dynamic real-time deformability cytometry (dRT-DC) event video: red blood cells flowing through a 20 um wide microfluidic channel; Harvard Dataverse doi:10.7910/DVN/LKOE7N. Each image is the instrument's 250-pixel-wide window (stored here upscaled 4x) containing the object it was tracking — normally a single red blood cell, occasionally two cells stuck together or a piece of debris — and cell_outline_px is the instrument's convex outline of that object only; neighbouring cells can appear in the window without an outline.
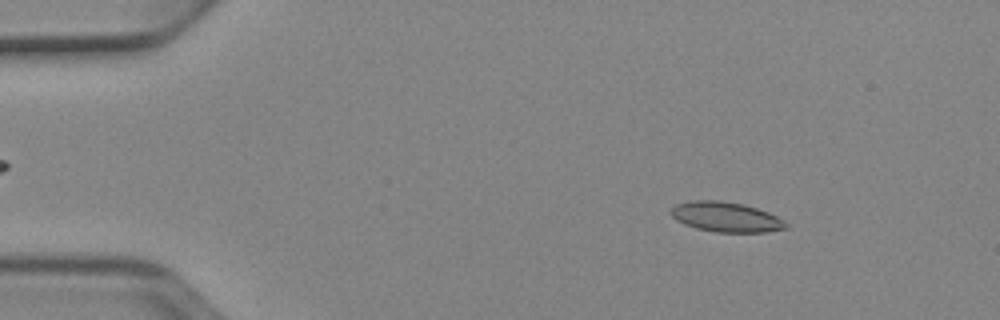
{"species": "Egyptian fruit bat (a non-hibernating species)", "species_latin": "Rousettus aegyptiacus", "temperature_condition": "cold", "stored_images_in_passage": 51, "camera_frame_rate_fps": 3000, "um_per_image_px": 0.085, "animal": {"sex": "female"}, "frame": {"image": 1, "passage_image": 7, "time_ms": 2.0, "image_size_px": [1000, 320], "cell_outline_px": [[788, 228], [768, 232], [716, 232], [696, 228], [684, 224], [676, 220], [668, 212], [676, 204], [688, 200], [720, 200], [744, 204], [768, 212], [784, 220], [788, 224]], "centroid_in_image_um": [61.69, 18.44], "position_along_channel_um": 23.3, "area_um2": 20.29}}
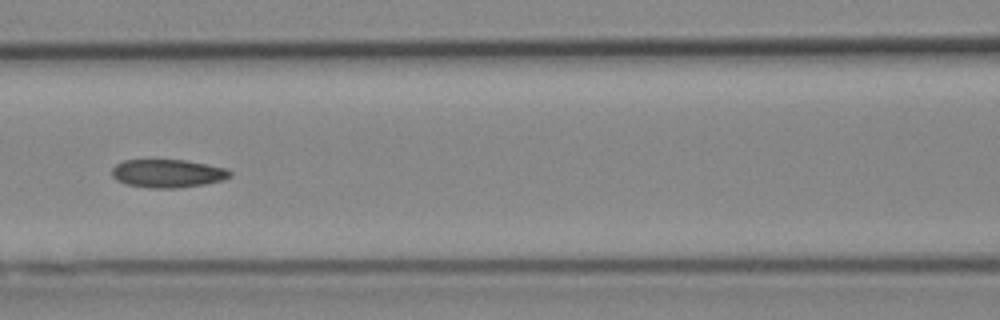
{"frame": {"image": 2, "passage_image": 23, "time_ms": 7.333, "image_size_px": [1000, 320], "cell_outline_px": [[232, 176], [224, 180], [204, 184], [176, 188], [152, 188], [124, 184], [116, 180], [112, 176], [112, 168], [116, 164], [124, 160], [184, 160], [208, 164], [228, 168], [232, 172]], "centroid_in_image_um": [14.27, 14.74], "position_along_channel_um": 152.3, "area_um2": 19.59}}
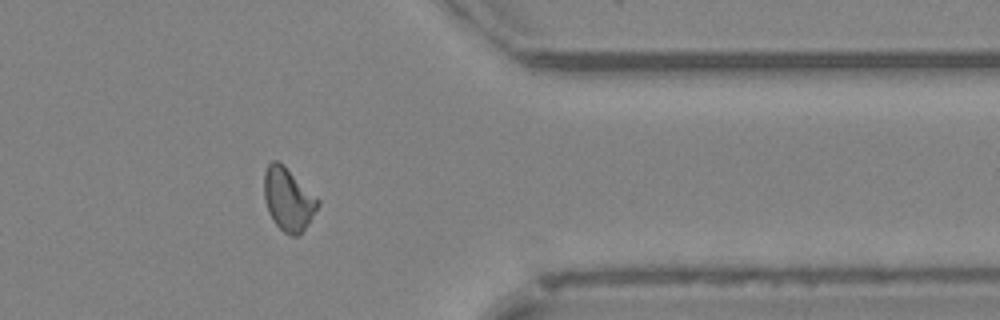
{"frame": {"image": 3, "passage_image": 42, "time_ms": 13.667, "image_size_px": [1000, 320], "cell_outline_px": [[320, 204], [308, 224], [296, 236], [292, 236], [284, 232], [272, 220], [268, 212], [264, 200], [264, 172], [268, 164], [272, 160], [276, 160], [284, 164], [320, 200]], "centroid_in_image_um": [24.49, 16.91], "position_along_channel_um": 386.9, "area_um2": 19.77}, "authors_computed_cell_mechanics": {"area_um2": 19.5364, "velocity_mm_per_s": 3.9072, "shape_relaxation_time_tau1_ms": null, "shape_relaxation_time_tau2_ms": 3.308, "deformation_change_tau1": null, "deformation_change_tau2": 0.1028}}